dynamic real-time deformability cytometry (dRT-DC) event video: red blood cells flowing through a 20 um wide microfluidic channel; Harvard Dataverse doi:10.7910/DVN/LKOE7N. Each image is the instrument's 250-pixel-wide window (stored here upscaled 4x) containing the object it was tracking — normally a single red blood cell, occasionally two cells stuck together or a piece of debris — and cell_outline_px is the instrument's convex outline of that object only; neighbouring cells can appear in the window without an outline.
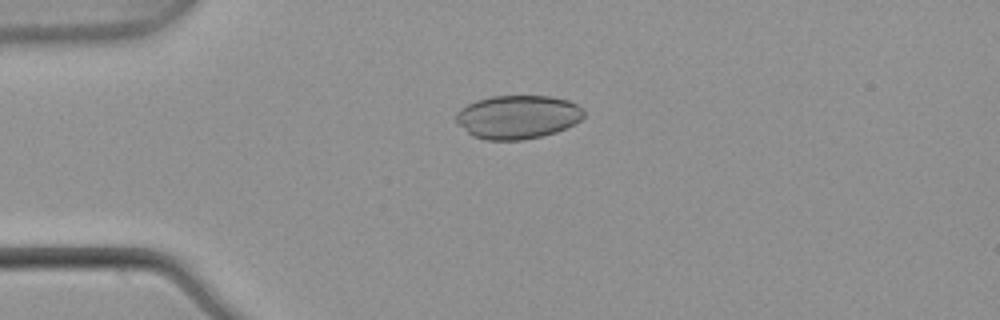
{"species": "common noctule bat (a hibernating species)", "species_latin": "Nyctalus noctula", "temperature_condition": "warm", "stored_images_in_passage": 6, "camera_frame_rate_fps": 3000, "um_per_image_px": 0.085, "animal": {"sex": "male", "body_mass_g": 21.5, "forearm_length_mm": 52.0}, "frame": {"image": 1, "passage_image": 3, "time_ms": 0.667, "image_size_px": [1000, 320], "cell_outline_px": [[584, 116], [580, 120], [556, 132], [524, 140], [484, 140], [472, 136], [456, 120], [456, 112], [460, 108], [476, 100], [492, 96], [548, 96], [568, 100], [576, 104], [584, 112]], "centroid_in_image_um": [43.98, 9.94], "position_along_channel_um": 41.0, "area_um2": 32.25}}
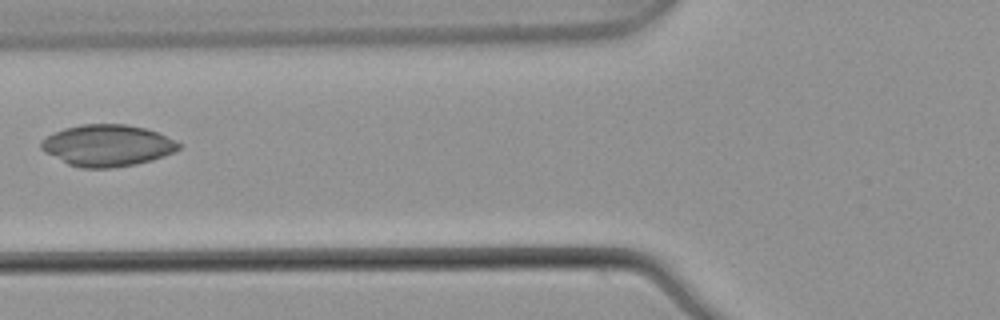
{"frame": {"image": 2, "passage_image": 5, "time_ms": 1.333, "image_size_px": [1000, 320], "cell_outline_px": [[180, 148], [176, 152], [152, 160], [136, 164], [112, 168], [80, 168], [68, 164], [44, 152], [40, 148], [40, 144], [48, 136], [64, 128], [80, 124], [124, 124], [144, 128], [156, 132], [176, 140], [180, 144]], "centroid_in_image_um": [9.14, 12.37], "position_along_channel_um": 116.7, "area_um2": 33.29}}
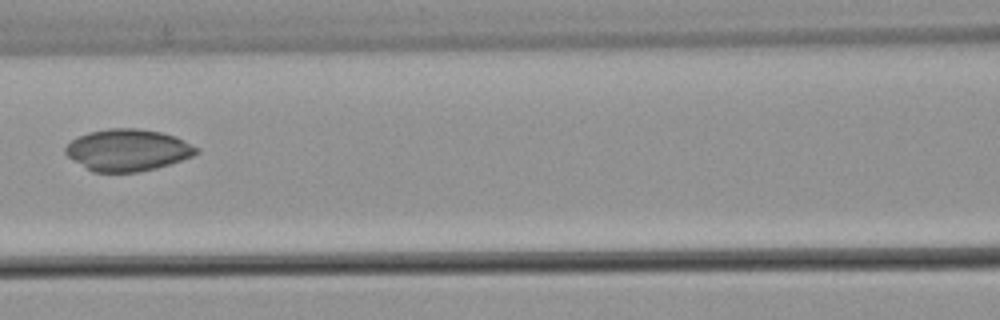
{"frame": {"image": 3, "passage_image": 6, "time_ms": 1.667, "image_size_px": [1000, 320], "cell_outline_px": [[200, 152], [192, 156], [156, 168], [136, 172], [92, 172], [72, 160], [64, 152], [64, 148], [72, 140], [88, 132], [108, 128], [136, 128], [160, 132], [176, 136], [200, 148]], "centroid_in_image_um": [10.85, 12.75], "position_along_channel_um": 155.7, "area_um2": 31.91}}